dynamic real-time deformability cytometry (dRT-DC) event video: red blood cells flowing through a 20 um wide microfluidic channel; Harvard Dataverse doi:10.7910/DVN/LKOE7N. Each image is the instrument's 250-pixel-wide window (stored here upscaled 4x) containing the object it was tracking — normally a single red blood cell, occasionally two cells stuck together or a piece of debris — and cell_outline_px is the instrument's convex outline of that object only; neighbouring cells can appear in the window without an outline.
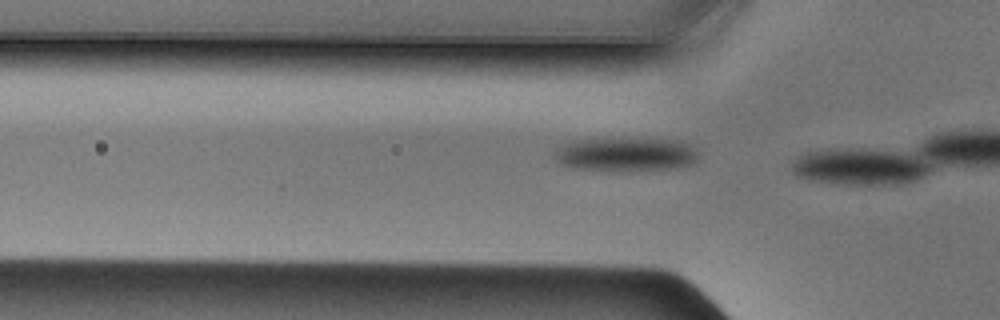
{"species": "Egyptian fruit bat (a non-hibernating species)", "species_latin": "Rousettus aegyptiacus", "temperature_condition": "cold", "stored_images_in_passage": 9, "camera_frame_rate_fps": 3000, "um_per_image_px": 0.085, "animal": {"sex": "male"}, "frame": {"image": 1, "passage_image": 7, "time_ms": 2.0, "image_size_px": [1000, 320], "cell_outline_px": [[700, 152], [696, 164], [680, 168], [628, 172], [620, 172], [572, 168], [560, 164], [556, 160], [556, 152], [564, 144], [572, 140], [620, 136], [680, 140], [692, 144]], "centroid_in_image_um": [53.31, 13.1], "position_along_channel_um": 72.5, "area_um2": 30.29}}